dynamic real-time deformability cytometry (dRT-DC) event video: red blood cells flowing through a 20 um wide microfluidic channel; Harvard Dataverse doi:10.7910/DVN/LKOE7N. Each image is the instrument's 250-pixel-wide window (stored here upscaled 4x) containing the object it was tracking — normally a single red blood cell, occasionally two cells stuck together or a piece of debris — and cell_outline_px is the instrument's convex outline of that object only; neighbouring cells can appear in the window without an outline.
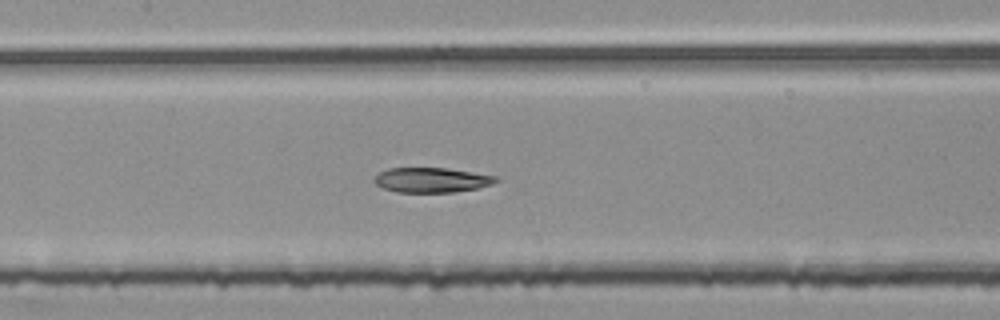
{"species": "common noctule bat (a hibernating species)", "species_latin": "Nyctalus noctula", "temperature_condition": "room temperature", "stored_images_in_passage": 54, "segment_of_instrument_passage": [2, 2], "camera_frame_rate_fps": 3000, "um_per_image_px": 0.085, "animal": {"sex": "female", "body_mass_g": 25.1}, "frame": {"image": 1, "passage_image": 26, "time_ms": 8.333, "image_size_px": [1000, 320], "cell_outline_px": [[500, 180], [492, 184], [476, 188], [452, 192], [396, 192], [384, 188], [376, 184], [372, 180], [380, 172], [388, 168], [448, 168], [496, 176]], "centroid_in_image_um": [36.68, 15.29], "position_along_channel_um": 170.7, "area_um2": 17.51}}
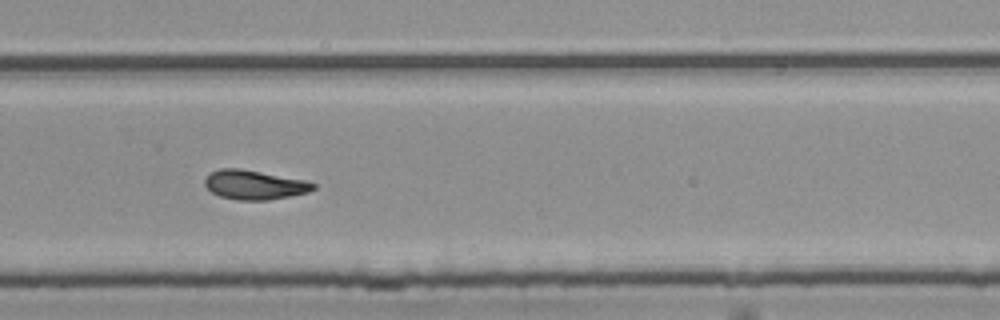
{"frame": {"image": 2, "passage_image": 37, "time_ms": 12.0, "image_size_px": [1000, 320], "cell_outline_px": [[316, 188], [308, 192], [268, 200], [236, 200], [220, 196], [212, 192], [204, 184], [204, 180], [212, 172], [220, 168], [240, 168], [308, 180], [316, 184]], "centroid_in_image_um": [21.65, 15.7], "position_along_channel_um": 308.1, "area_um2": 18.55}}
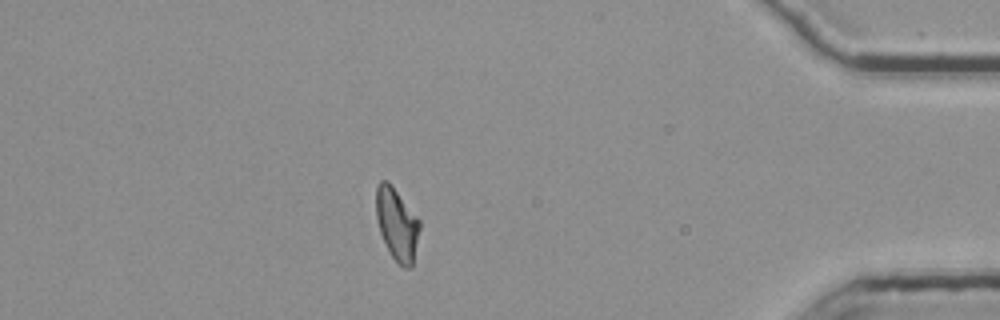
{"frame": {"image": 3, "passage_image": 48, "time_ms": 15.667, "image_size_px": [1000, 320], "cell_outline_px": [[420, 228], [412, 268], [404, 268], [392, 256], [380, 232], [376, 216], [376, 188], [380, 180], [388, 180], [420, 220]], "centroid_in_image_um": [33.74, 19.03], "position_along_channel_um": 401.5, "area_um2": 18.21}}